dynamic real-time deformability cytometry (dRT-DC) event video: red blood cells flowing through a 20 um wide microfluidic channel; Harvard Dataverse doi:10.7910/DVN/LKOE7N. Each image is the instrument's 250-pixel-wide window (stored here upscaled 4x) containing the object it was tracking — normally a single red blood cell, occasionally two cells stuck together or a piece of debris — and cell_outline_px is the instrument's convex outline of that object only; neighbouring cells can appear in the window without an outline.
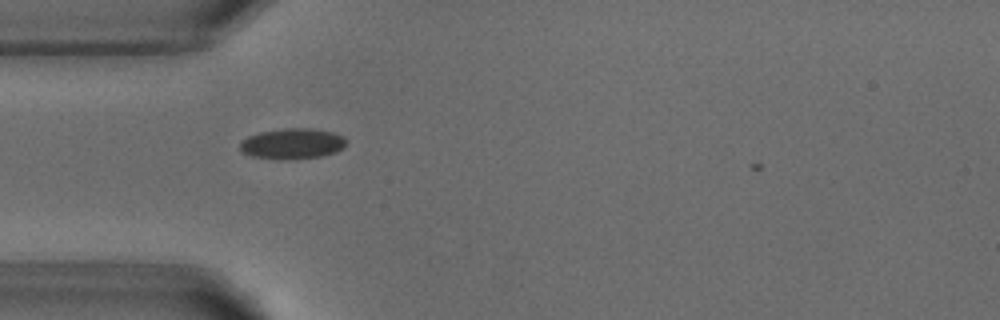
{"species": "common noctule bat (a hibernating species)", "species_latin": "Nyctalus noctula", "temperature_condition": "warm", "stored_images_in_passage": 39, "camera_frame_rate_fps": 3000, "um_per_image_px": 0.085, "animal": {"sex": "male", "body_mass_g": 18.8}, "frame": {"image": 1, "passage_image": 7, "time_ms": 2.0, "image_size_px": [1000, 320], "cell_outline_px": [[348, 140], [344, 148], [336, 152], [320, 156], [296, 160], [276, 160], [252, 156], [240, 152], [240, 144], [248, 136], [260, 132], [284, 128], [312, 128], [332, 132], [344, 136]], "centroid_in_image_um": [24.87, 12.23], "position_along_channel_um": 60.1, "area_um2": 19.36}}
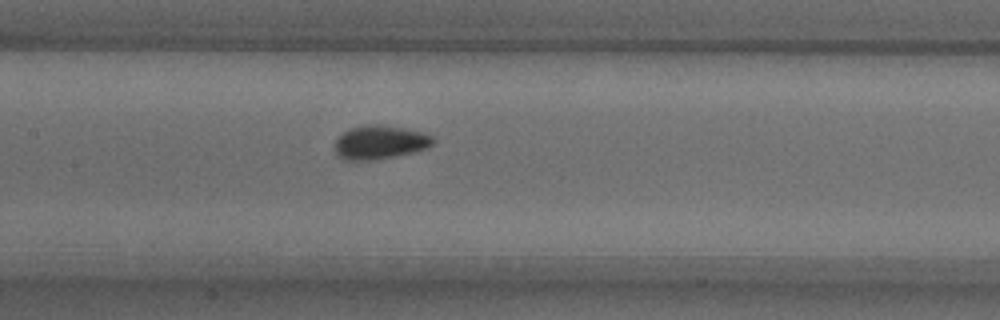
{"frame": {"image": 2, "passage_image": 16, "time_ms": 5.0, "image_size_px": [1000, 320], "cell_outline_px": [[436, 140], [428, 148], [416, 152], [396, 156], [368, 160], [344, 160], [336, 152], [336, 140], [348, 128], [364, 124], [380, 124], [404, 128], [424, 132], [432, 136]], "centroid_in_image_um": [32.34, 12.08], "position_along_channel_um": 175.1, "area_um2": 19.42}}
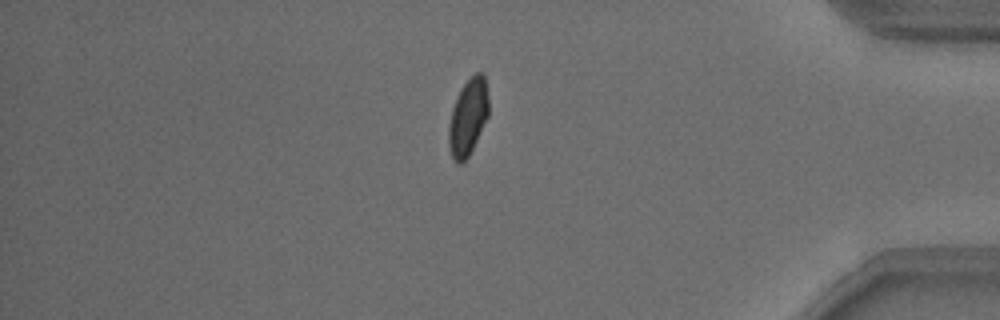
{"frame": {"image": 3, "passage_image": 36, "time_ms": 11.667, "image_size_px": [1000, 320], "cell_outline_px": [[488, 116], [468, 156], [460, 164], [452, 156], [448, 144], [448, 128], [452, 108], [464, 84], [476, 72], [484, 72], [488, 96]], "centroid_in_image_um": [39.79, 9.92], "position_along_channel_um": 395.4, "area_um2": 17.4}, "authors_computed_cell_mechanics": {"area_um2": 18.0914, "velocity_mm_per_s": 3.829, "shape_relaxation_time_tau1_ms": 3.4404, "shape_relaxation_time_tau2_ms": 0.6584, "deformation_change_tau1": 0.1007, "deformation_change_tau2": 0.0502}}